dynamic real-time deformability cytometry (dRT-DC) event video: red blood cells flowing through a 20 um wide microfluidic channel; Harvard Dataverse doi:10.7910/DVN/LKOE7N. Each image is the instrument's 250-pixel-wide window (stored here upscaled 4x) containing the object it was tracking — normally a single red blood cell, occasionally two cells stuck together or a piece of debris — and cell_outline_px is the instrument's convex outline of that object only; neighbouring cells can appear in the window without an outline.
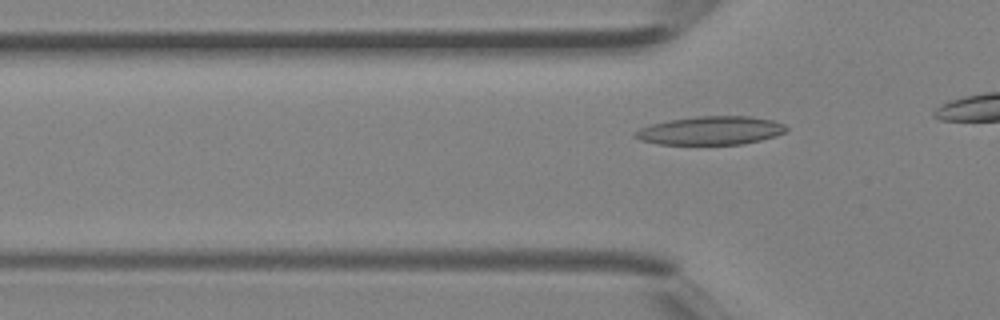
{"species": "Egyptian fruit bat (a non-hibernating species)", "species_latin": "Rousettus aegyptiacus", "temperature_condition": "room temperature", "stored_images_in_passage": 4, "camera_frame_rate_fps": 3000, "um_per_image_px": 0.085, "animal": {"sex": "female"}, "frame": {"image": 1, "passage_image": 4, "time_ms": 1.0, "image_size_px": [1000, 320], "cell_outline_px": [[788, 128], [784, 132], [776, 136], [744, 144], [656, 144], [640, 140], [632, 136], [632, 132], [648, 124], [668, 120], [696, 116], [748, 116], [772, 120], [784, 124]], "centroid_in_image_um": [60.35, 11.09], "position_along_channel_um": 65.5, "area_um2": 25.26}}